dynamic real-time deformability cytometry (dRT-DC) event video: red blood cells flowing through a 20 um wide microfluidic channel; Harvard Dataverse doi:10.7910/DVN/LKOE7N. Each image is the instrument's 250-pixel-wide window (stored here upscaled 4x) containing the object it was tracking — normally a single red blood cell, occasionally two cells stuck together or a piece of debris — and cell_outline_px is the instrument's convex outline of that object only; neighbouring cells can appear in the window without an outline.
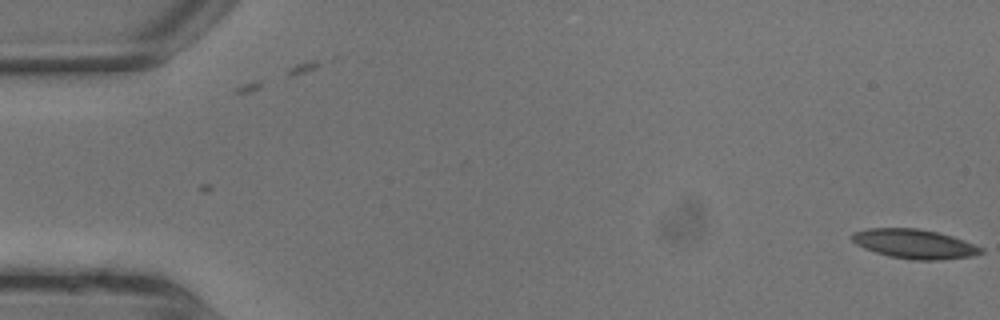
{"species": "common noctule bat (a hibernating species)", "species_latin": "Nyctalus noctula", "temperature_condition": "warm", "stored_images_in_passage": 12, "camera_frame_rate_fps": 3000, "um_per_image_px": 0.085, "animal": {"sex": "male", "body_mass_g": 13.3}, "frame": {"image": 1, "passage_image": 1, "time_ms": 0.0, "image_size_px": [1000, 320], "cell_outline_px": [[984, 252], [972, 256], [936, 260], [916, 260], [888, 256], [864, 248], [856, 244], [848, 236], [852, 232], [868, 228], [916, 228], [936, 232], [952, 236], [964, 240], [984, 248]], "centroid_in_image_um": [77.7, 20.72], "position_along_channel_um": 7.3, "area_um2": 22.08}}
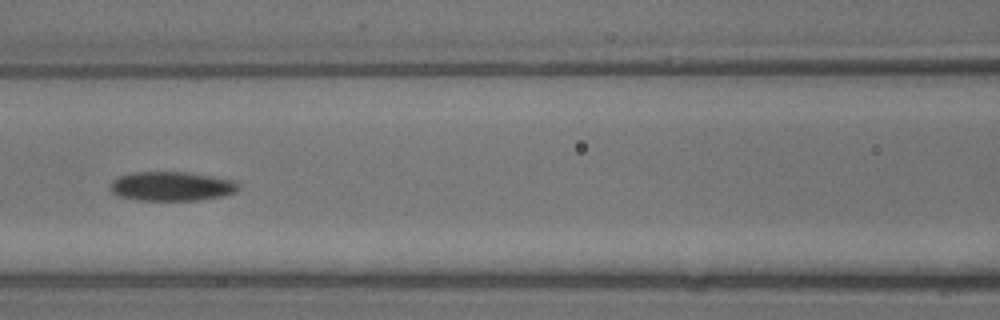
{"frame": {"image": 2, "passage_image": 9, "time_ms": 2.667, "image_size_px": [1000, 320], "cell_outline_px": [[240, 188], [236, 192], [220, 196], [200, 200], [140, 200], [120, 196], [112, 192], [112, 180], [120, 176], [132, 172], [188, 172], [212, 176], [232, 180], [240, 184]], "centroid_in_image_um": [14.62, 15.82], "position_along_channel_um": 152.0, "area_um2": 21.68}}
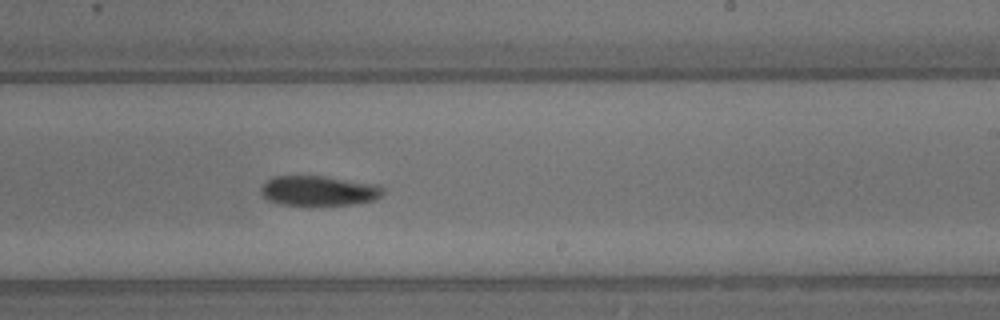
{"frame": {"image": 3, "passage_image": 12, "time_ms": 3.667, "image_size_px": [1000, 320], "cell_outline_px": [[384, 192], [376, 200], [352, 204], [280, 204], [268, 200], [264, 196], [264, 184], [268, 180], [276, 176], [324, 176], [380, 184], [384, 188]], "centroid_in_image_um": [27.2, 16.2], "position_along_channel_um": 261.8, "area_um2": 20.92}}